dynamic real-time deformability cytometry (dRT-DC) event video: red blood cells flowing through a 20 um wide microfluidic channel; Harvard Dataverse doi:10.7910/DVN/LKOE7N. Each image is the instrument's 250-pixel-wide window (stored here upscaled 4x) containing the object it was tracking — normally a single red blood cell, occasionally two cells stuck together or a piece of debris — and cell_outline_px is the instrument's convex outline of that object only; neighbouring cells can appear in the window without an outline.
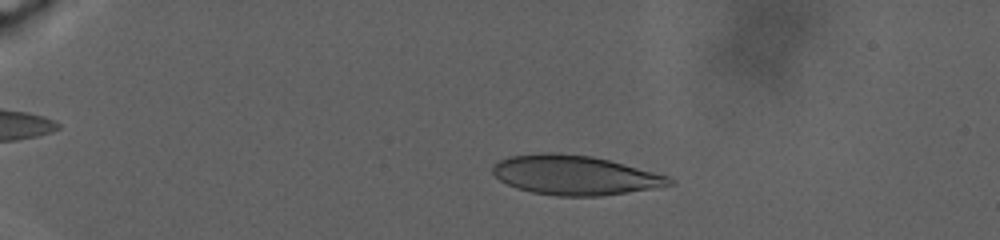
{"species": "human", "species_latin": "Homo sapiens", "temperature_condition": "warm", "stored_images_in_passage": 24, "camera_frame_rate_fps": 3000, "um_per_image_px": 0.085, "donor": {"sex": "male"}, "frame": {"image": 1, "passage_image": 10, "time_ms": 1.667, "image_size_px": [1000, 240], "cell_outline_px": [[676, 184], [652, 188], [600, 196], [556, 196], [532, 192], [516, 188], [500, 180], [492, 172], [492, 164], [508, 156], [544, 152], [556, 152], [592, 156], [608, 160], [668, 176], [676, 180]], "centroid_in_image_um": [48.82, 14.88], "position_along_channel_um": 36.2, "area_um2": 40.58}}